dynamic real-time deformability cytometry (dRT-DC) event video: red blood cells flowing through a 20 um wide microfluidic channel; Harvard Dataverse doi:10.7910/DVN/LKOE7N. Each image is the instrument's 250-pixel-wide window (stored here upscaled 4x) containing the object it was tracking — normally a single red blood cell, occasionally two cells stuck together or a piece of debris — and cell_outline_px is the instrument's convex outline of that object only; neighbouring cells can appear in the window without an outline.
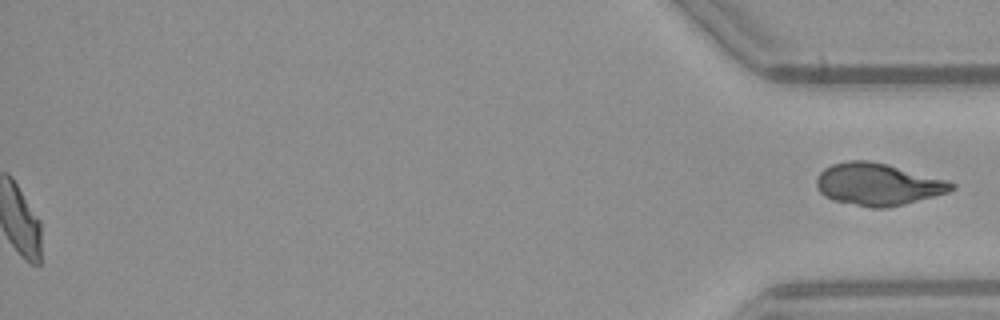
{"species": "common noctule bat (a hibernating species)", "species_latin": "Nyctalus noctula", "temperature_condition": "warm", "stored_images_in_passage": 52, "segment_of_instrument_passage": [2, 2], "camera_frame_rate_fps": 3000, "um_per_image_px": 0.085, "animal": {"sex": "female", "body_mass_g": 21.9}, "frame": {"image": 1, "passage_image": 52, "time_ms": 17.0, "image_size_px": [1000, 320], "cell_outline_px": [[956, 188], [948, 192], [884, 208], [872, 208], [832, 200], [824, 196], [820, 192], [816, 184], [816, 176], [824, 168], [832, 164], [848, 160], [868, 160], [888, 164], [944, 180], [956, 184]], "centroid_in_image_um": [74.55, 15.65], "position_along_channel_um": 360.6, "area_um2": 32.77}}